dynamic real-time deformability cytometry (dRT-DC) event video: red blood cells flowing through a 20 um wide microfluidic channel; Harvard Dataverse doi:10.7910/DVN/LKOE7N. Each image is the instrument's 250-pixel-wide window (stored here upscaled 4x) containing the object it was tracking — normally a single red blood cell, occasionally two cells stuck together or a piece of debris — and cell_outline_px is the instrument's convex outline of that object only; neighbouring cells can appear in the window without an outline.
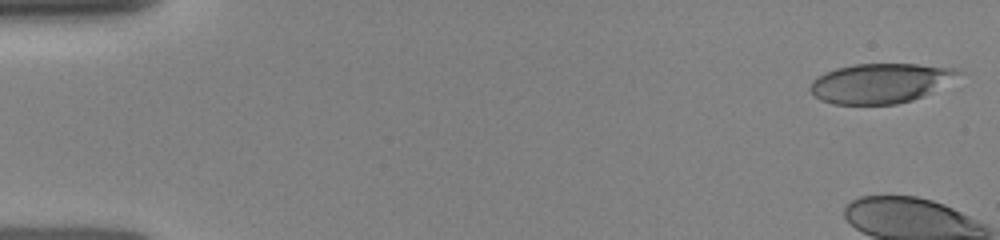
{"species": "human", "species_latin": "Homo sapiens", "temperature_condition": "room temperature", "stored_images_in_passage": 5, "camera_frame_rate_fps": 3000, "um_per_image_px": 0.085, "donor": {"sex": "female"}, "frame": {"image": 1, "passage_image": 1, "time_ms": 0.0, "image_size_px": [1000, 240], "cell_outline_px": [[964, 72], [924, 96], [912, 100], [896, 104], [832, 104], [820, 100], [808, 88], [812, 80], [824, 72], [836, 68], [852, 64], [916, 64], [960, 68]], "centroid_in_image_um": [74.81, 7.06], "position_along_channel_um": 10.2, "area_um2": 34.33}}